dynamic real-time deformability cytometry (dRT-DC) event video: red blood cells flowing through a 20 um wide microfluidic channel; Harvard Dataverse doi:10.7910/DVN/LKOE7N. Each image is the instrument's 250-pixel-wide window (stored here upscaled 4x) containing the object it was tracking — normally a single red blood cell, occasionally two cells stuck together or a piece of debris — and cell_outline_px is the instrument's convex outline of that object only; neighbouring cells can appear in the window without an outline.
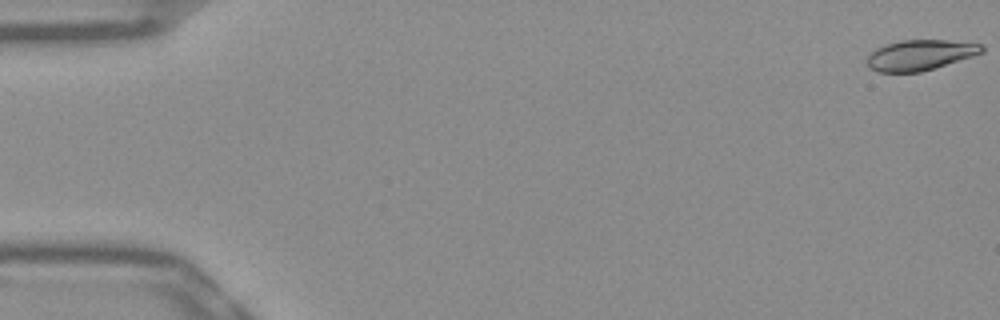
{"species": "Egyptian fruit bat (a non-hibernating species)", "species_latin": "Rousettus aegyptiacus", "temperature_condition": "warm", "stored_images_in_passage": 53, "camera_frame_rate_fps": 3000, "um_per_image_px": 0.085, "frame": {"image": 1, "passage_image": 1, "time_ms": 0.0, "image_size_px": [1000, 320], "cell_outline_px": [[984, 52], [972, 56], [920, 72], [876, 72], [868, 68], [864, 60], [876, 48], [900, 40], [948, 40], [984, 44]], "centroid_in_image_um": [78.17, 4.68], "position_along_channel_um": 6.8, "area_um2": 20.4}}
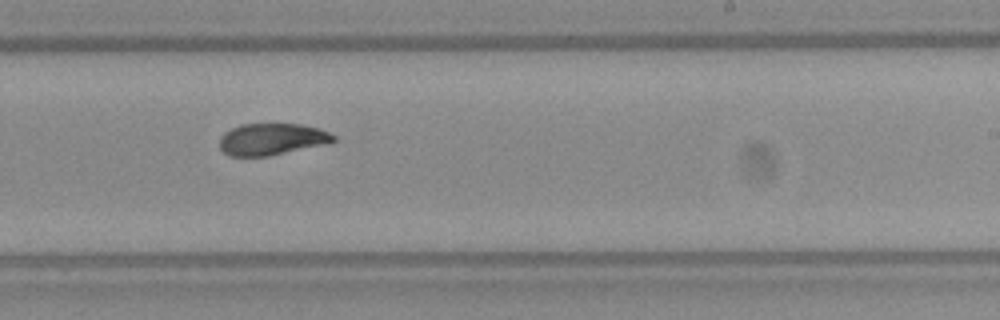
{"frame": {"image": 2, "passage_image": 33, "time_ms": 10.667, "image_size_px": [1000, 320], "cell_outline_px": [[336, 140], [332, 144], [268, 156], [228, 156], [220, 148], [220, 136], [224, 132], [240, 124], [300, 124], [320, 128], [336, 136]], "centroid_in_image_um": [23.16, 11.84], "position_along_channel_um": 265.8, "area_um2": 21.44}}
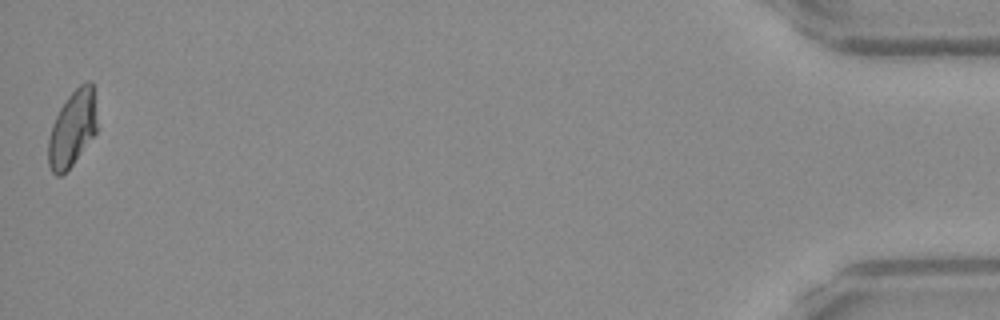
{"frame": {"image": 3, "passage_image": 53, "time_ms": 17.333, "image_size_px": [1000, 320], "cell_outline_px": [[96, 132], [72, 164], [60, 176], [56, 176], [52, 172], [48, 164], [48, 140], [52, 124], [60, 108], [68, 96], [80, 84], [88, 80], [92, 80], [96, 124]], "centroid_in_image_um": [6.12, 10.93], "position_along_channel_um": 429.1, "area_um2": 21.15}, "authors_computed_cell_mechanics": {"area_um2": 21.7328, "velocity_mm_per_s": 3.8592, "shape_relaxation_time_tau1_ms": 7.5352, "shape_relaxation_time_tau2_ms": 1.9725, "deformation_change_tau1": 0.2034, "deformation_change_tau2": 0.0597}}